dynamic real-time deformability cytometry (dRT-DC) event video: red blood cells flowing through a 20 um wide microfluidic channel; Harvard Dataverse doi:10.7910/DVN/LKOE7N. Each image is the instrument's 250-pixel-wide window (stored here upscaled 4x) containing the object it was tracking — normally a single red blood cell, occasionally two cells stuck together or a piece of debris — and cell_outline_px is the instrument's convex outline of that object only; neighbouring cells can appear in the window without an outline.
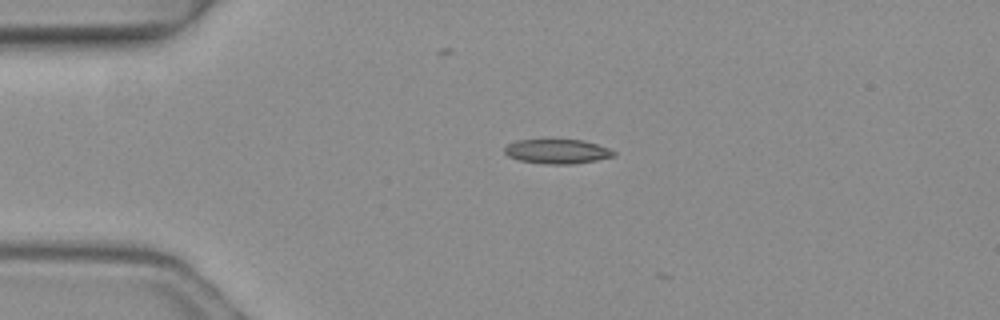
{"species": "common noctule bat (a hibernating species)", "species_latin": "Nyctalus noctula", "temperature_condition": "warm", "stored_images_in_passage": 3, "camera_frame_rate_fps": 3000, "um_per_image_px": 0.085, "animal": {"sex": "female", "body_mass_g": 19.3, "forearm_length_mm": 54.1}, "frame": {"image": 1, "passage_image": 1, "time_ms": 0.0, "image_size_px": [1000, 320], "cell_outline_px": [[616, 156], [596, 160], [572, 164], [544, 164], [520, 160], [508, 156], [504, 152], [504, 148], [508, 144], [516, 140], [548, 136], [552, 136], [584, 140], [608, 148], [616, 152]], "centroid_in_image_um": [47.33, 12.8], "position_along_channel_um": 37.7, "area_um2": 16.53}}